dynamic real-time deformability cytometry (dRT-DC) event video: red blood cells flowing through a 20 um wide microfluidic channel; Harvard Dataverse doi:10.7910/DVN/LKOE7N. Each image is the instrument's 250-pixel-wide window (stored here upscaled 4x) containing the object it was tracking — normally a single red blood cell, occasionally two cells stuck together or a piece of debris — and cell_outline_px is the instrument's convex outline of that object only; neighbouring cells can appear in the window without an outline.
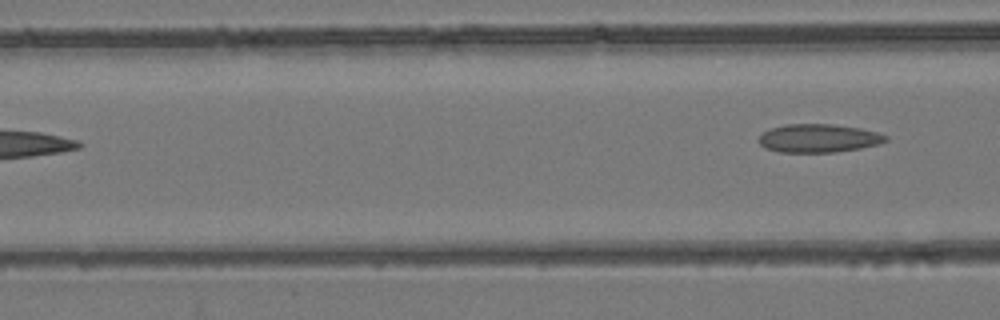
{"species": "common noctule bat (a hibernating species)", "species_latin": "Nyctalus noctula", "temperature_condition": "room temperature", "stored_images_in_passage": 5, "camera_frame_rate_fps": 3000, "um_per_image_px": 0.085, "animal": {"sex": "female", "body_mass_g": 24.6, "forearm_length_mm": 56.2}, "frame": {"image": 1, "passage_image": 5, "time_ms": 1.333, "image_size_px": [1000, 320], "cell_outline_px": [[888, 140], [880, 144], [860, 148], [836, 152], [780, 152], [764, 148], [756, 140], [768, 128], [788, 124], [832, 124], [860, 128], [876, 132], [888, 136]], "centroid_in_image_um": [69.56, 11.75], "position_along_channel_um": 97.0, "area_um2": 21.1}}